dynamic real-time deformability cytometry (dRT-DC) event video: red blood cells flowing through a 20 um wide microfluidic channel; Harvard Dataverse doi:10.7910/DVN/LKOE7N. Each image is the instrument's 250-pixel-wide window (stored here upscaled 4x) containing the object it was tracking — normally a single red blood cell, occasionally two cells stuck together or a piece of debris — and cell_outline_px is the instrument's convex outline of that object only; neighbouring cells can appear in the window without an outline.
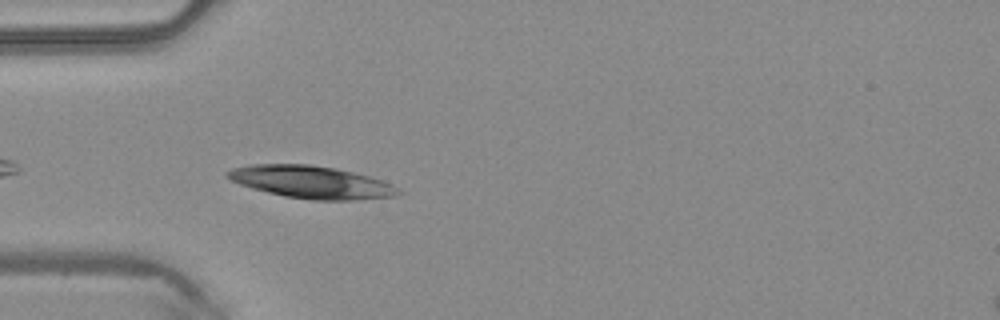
{"species": "common noctule bat (a hibernating species)", "species_latin": "Nyctalus noctula", "temperature_condition": "warm", "stored_images_in_passage": 7, "camera_frame_rate_fps": 3000, "um_per_image_px": 0.085, "animal": {"sex": "male", "body_mass_g": 20.4}, "frame": {"image": 1, "passage_image": 3, "time_ms": 0.667, "image_size_px": [1000, 320], "cell_outline_px": [[404, 192], [392, 196], [352, 200], [312, 200], [284, 196], [252, 188], [240, 184], [224, 176], [224, 172], [232, 168], [252, 164], [308, 164], [336, 168], [368, 176], [392, 184]], "centroid_in_image_um": [26.43, 15.47], "position_along_channel_um": 58.6, "area_um2": 32.19}}